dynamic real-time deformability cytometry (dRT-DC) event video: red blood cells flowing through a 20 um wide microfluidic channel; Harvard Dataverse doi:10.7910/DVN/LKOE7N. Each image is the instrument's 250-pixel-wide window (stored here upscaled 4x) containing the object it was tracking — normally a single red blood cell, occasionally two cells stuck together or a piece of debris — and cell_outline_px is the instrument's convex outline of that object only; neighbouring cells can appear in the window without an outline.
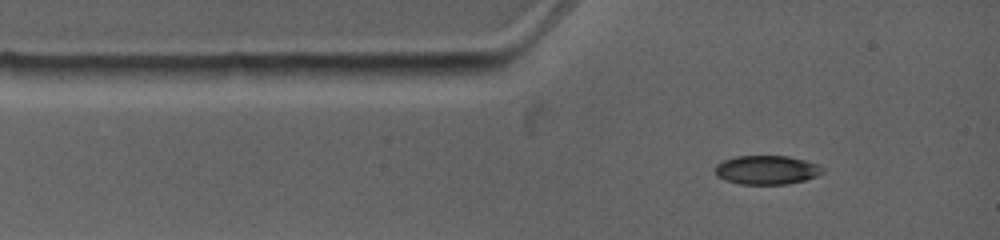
{"species": "common noctule bat (a hibernating species)", "species_latin": "Nyctalus noctula", "temperature_condition": "warm", "stored_images_in_passage": 2, "camera_frame_rate_fps": 4500, "um_per_image_px": 0.085, "animal": {"sex": "female", "body_mass_g": 19.0, "forearm_length_mm": 53.3}, "frame": {"image": 1, "passage_image": 1, "time_ms": 0.0, "image_size_px": [1000, 240], "cell_outline_px": [[824, 172], [816, 176], [804, 180], [788, 184], [740, 184], [724, 180], [716, 176], [716, 164], [724, 160], [736, 156], [788, 156], [820, 164], [824, 168]], "centroid_in_image_um": [65.19, 14.44], "position_along_channel_um": 19.8, "area_um2": 18.21}}